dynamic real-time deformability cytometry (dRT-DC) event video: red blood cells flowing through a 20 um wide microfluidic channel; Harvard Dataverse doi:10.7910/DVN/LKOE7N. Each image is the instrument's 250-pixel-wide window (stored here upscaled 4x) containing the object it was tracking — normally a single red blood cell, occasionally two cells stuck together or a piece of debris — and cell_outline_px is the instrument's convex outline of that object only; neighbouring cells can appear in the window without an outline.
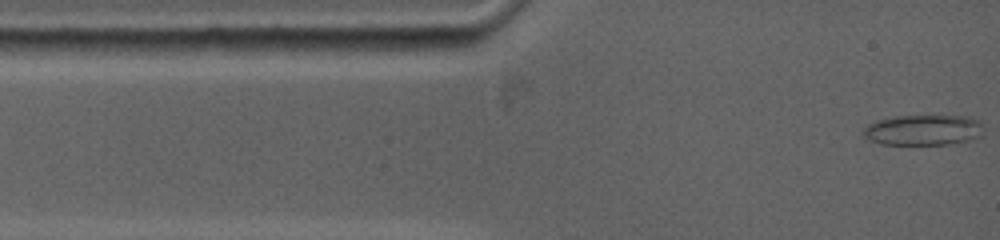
{"species": "common noctule bat (a hibernating species)", "species_latin": "Nyctalus noctula", "temperature_condition": "warm", "stored_images_in_passage": 51, "camera_frame_rate_fps": 5000, "um_per_image_px": 0.085, "animal": {"sex": "female", "body_mass_g": 19.0, "forearm_length_mm": 53.3}, "frame": {"image": 1, "passage_image": 1, "time_ms": 0.0, "image_size_px": [1000, 240], "cell_outline_px": [[980, 136], [968, 140], [948, 144], [880, 144], [864, 136], [860, 132], [868, 124], [876, 120], [892, 116], [964, 116], [980, 120]], "centroid_in_image_um": [78.41, 11.04], "position_along_channel_um": 6.6, "area_um2": 21.21}}
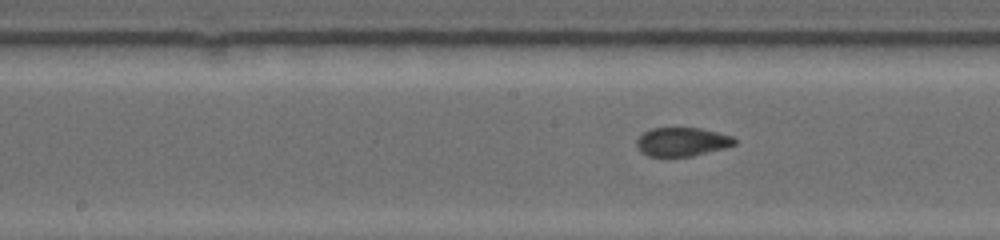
{"frame": {"image": 2, "passage_image": 31, "time_ms": 6.0, "image_size_px": [1000, 240], "cell_outline_px": [[736, 144], [688, 156], [648, 156], [636, 144], [636, 140], [644, 132], [652, 128], [700, 128], [732, 136], [736, 140]], "centroid_in_image_um": [57.95, 12.03], "position_along_channel_um": 190.3, "area_um2": 15.84}}
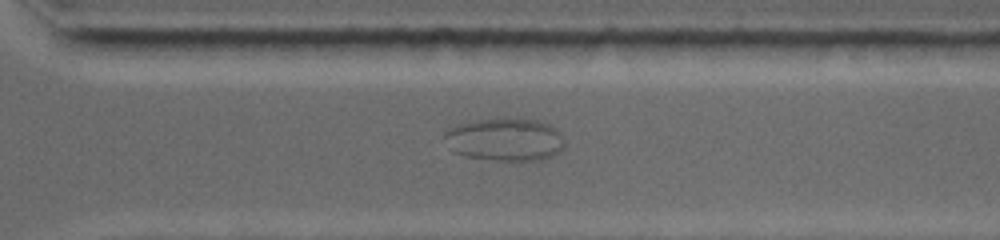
{"frame": {"image": 3, "passage_image": 51, "time_ms": 10.0, "image_size_px": [1000, 240], "cell_outline_px": [[560, 148], [556, 152], [548, 156], [532, 160], [508, 160], [468, 156], [456, 152], [444, 136], [444, 132], [448, 128], [472, 120], [504, 116], [512, 116], [536, 120], [548, 124], [556, 128], [560, 132]], "centroid_in_image_um": [42.88, 11.78], "position_along_channel_um": 327.7, "area_um2": 29.42}}